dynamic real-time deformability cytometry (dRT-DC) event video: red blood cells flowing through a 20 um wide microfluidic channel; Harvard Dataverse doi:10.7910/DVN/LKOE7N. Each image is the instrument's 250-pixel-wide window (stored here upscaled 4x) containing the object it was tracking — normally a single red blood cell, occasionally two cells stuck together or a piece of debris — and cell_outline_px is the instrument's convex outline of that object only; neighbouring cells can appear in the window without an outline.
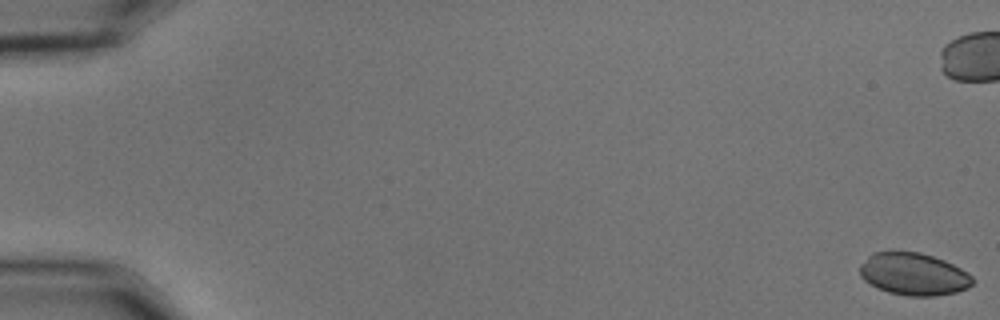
{"species": "common noctule bat (a hibernating species)", "species_latin": "Nyctalus noctula", "temperature_condition": "cold", "stored_images_in_passage": 19, "camera_frame_rate_fps": 3000, "um_per_image_px": 0.085, "animal": {"sex": "male", "body_mass_g": 15.6}, "frame": {"image": 1, "passage_image": 1, "time_ms": 0.0, "image_size_px": [1000, 320], "cell_outline_px": [[972, 284], [968, 288], [956, 292], [936, 296], [908, 296], [888, 292], [876, 288], [864, 280], [860, 276], [860, 264], [872, 252], [920, 252], [944, 260], [968, 272], [972, 276]], "centroid_in_image_um": [77.64, 23.31], "position_along_channel_um": 7.4, "area_um2": 27.86}}